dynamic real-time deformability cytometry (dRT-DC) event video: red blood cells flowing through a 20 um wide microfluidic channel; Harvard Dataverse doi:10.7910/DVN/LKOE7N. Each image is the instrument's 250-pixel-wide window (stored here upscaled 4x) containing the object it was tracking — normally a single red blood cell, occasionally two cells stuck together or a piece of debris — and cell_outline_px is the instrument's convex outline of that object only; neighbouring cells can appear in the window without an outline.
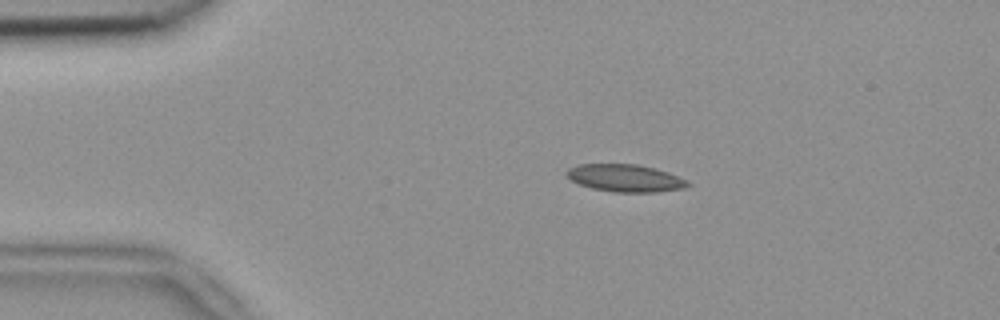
{"species": "common noctule bat (a hibernating species)", "species_latin": "Nyctalus noctula", "temperature_condition": "room temperature", "stored_images_in_passage": 4, "camera_frame_rate_fps": 3000, "um_per_image_px": 0.085, "animal": {"sex": "female", "body_mass_g": 18.4}, "frame": {"image": 1, "passage_image": 1, "time_ms": 0.0, "image_size_px": [1000, 320], "cell_outline_px": [[692, 184], [684, 188], [656, 192], [612, 192], [592, 188], [580, 184], [572, 180], [564, 172], [568, 168], [580, 164], [636, 164], [668, 172], [688, 180]], "centroid_in_image_um": [53.16, 15.14], "position_along_channel_um": 31.8, "area_um2": 19.31}}
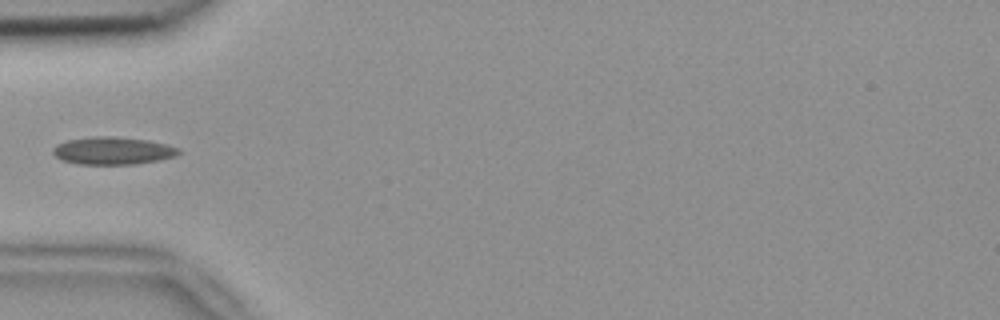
{"frame": {"image": 2, "passage_image": 3, "time_ms": 0.667, "image_size_px": [1000, 320], "cell_outline_px": [[180, 152], [176, 156], [136, 164], [76, 164], [60, 160], [52, 152], [52, 148], [56, 144], [68, 140], [92, 136], [112, 136], [148, 140], [180, 148]], "centroid_in_image_um": [9.54, 12.81], "position_along_channel_um": 75.5, "area_um2": 20.23}}